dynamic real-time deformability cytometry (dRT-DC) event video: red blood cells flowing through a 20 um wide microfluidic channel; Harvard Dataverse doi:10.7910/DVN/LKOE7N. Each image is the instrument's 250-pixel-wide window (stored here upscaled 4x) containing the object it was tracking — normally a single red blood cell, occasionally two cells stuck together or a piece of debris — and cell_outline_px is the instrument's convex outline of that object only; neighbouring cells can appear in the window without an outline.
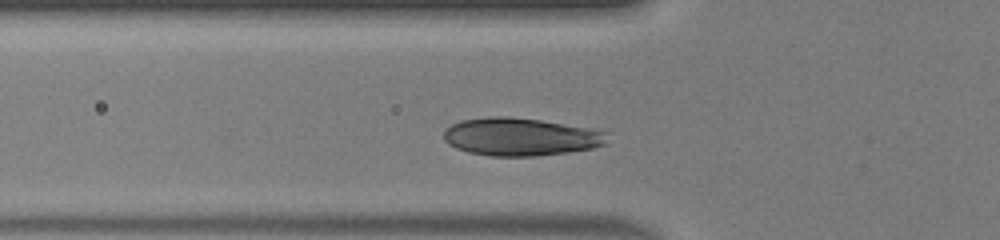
{"species": "human", "species_latin": "Homo sapiens", "temperature_condition": "warm", "stored_images_in_passage": 31, "camera_frame_rate_fps": 3000, "um_per_image_px": 0.085, "donor": {"sex": "male"}, "frame": {"image": 1, "passage_image": 7, "time_ms": 2.0, "image_size_px": [1000, 240], "cell_outline_px": [[608, 132], [604, 144], [592, 148], [568, 152], [536, 156], [492, 156], [468, 152], [456, 148], [448, 144], [444, 140], [444, 128], [460, 120], [488, 116], [508, 116], [540, 120], [592, 128]], "centroid_in_image_um": [44.21, 11.62], "position_along_channel_um": 81.6, "area_um2": 36.24}}
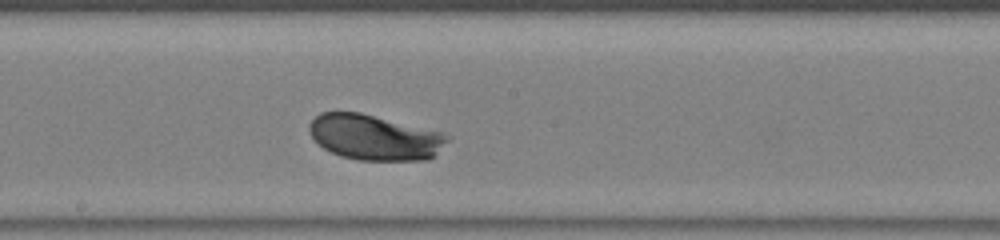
{"frame": {"image": 2, "passage_image": 17, "time_ms": 5.333, "image_size_px": [1000, 240], "cell_outline_px": [[452, 136], [428, 160], [360, 160], [340, 156], [324, 148], [308, 132], [308, 124], [320, 112], [360, 112], [444, 132]], "centroid_in_image_um": [31.84, 11.66], "position_along_channel_um": 216.4, "area_um2": 36.47}}
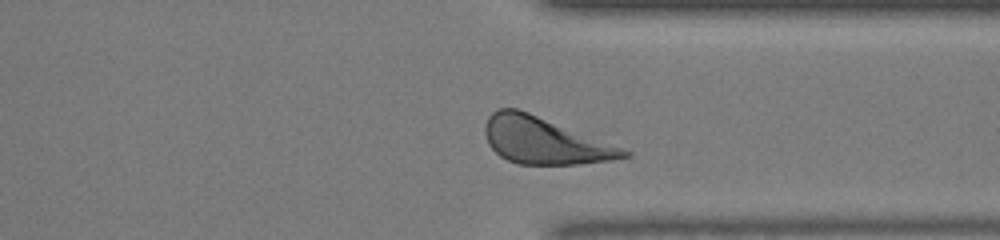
{"frame": {"image": 3, "passage_image": 28, "time_ms": 9.0, "image_size_px": [1000, 240], "cell_outline_px": [[632, 156], [612, 160], [580, 164], [520, 164], [508, 160], [500, 156], [488, 144], [484, 132], [484, 124], [488, 116], [496, 108], [516, 108], [528, 112], [624, 148], [632, 152]], "centroid_in_image_um": [46.27, 11.95], "position_along_channel_um": 365.1, "area_um2": 37.63}, "authors_computed_cell_mechanics": {"area_um2": 36.0672, "velocity_mm_per_s": 4.0471, "shape_relaxation_time_tau1_ms": 1.3971, "shape_relaxation_time_tau2_ms": null, "deformation_change_tau1": 0.1019, "deformation_change_tau2": null}}